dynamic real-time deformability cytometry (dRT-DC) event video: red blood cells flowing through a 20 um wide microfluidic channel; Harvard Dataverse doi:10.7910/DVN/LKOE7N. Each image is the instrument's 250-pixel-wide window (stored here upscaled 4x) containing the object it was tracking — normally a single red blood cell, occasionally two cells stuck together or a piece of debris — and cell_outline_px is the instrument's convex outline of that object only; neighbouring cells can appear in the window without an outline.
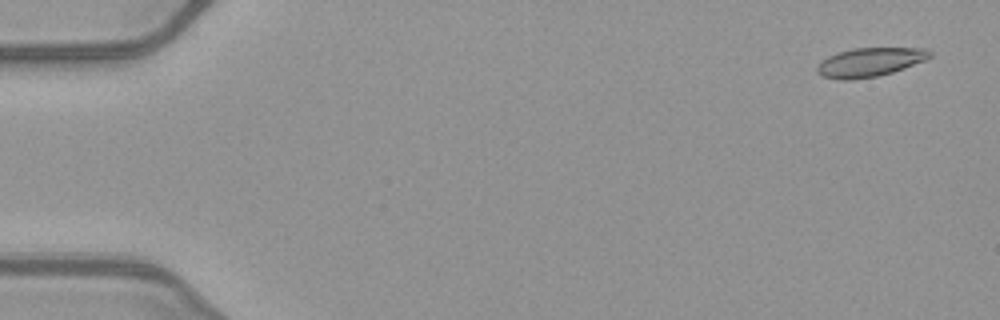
{"species": "common noctule bat (a hibernating species)", "species_latin": "Nyctalus noctula", "temperature_condition": "warm", "stored_images_in_passage": 52, "camera_frame_rate_fps": 3000, "um_per_image_px": 0.085, "animal": {"sex": "female", "body_mass_g": 21.9}, "frame": {"image": 1, "passage_image": 3, "time_ms": 0.667, "image_size_px": [1000, 320], "cell_outline_px": [[932, 56], [924, 60], [904, 68], [892, 72], [876, 76], [852, 80], [840, 80], [820, 76], [816, 72], [816, 68], [820, 60], [836, 52], [852, 48], [924, 48], [932, 52]], "centroid_in_image_um": [73.87, 5.28], "position_along_channel_um": 11.1, "area_um2": 19.13}}
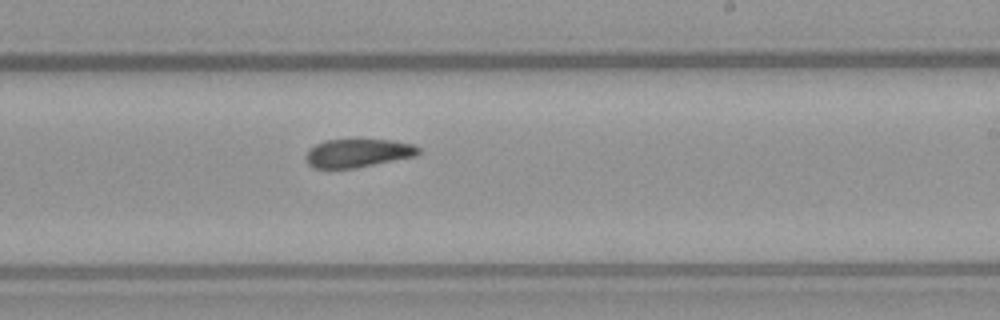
{"frame": {"image": 2, "passage_image": 32, "time_ms": 10.333, "image_size_px": [1000, 320], "cell_outline_px": [[420, 152], [416, 156], [356, 168], [312, 168], [304, 160], [304, 156], [308, 148], [324, 140], [356, 136], [392, 140], [412, 144], [420, 148]], "centroid_in_image_um": [30.37, 12.96], "position_along_channel_um": 258.6, "area_um2": 19.77}}
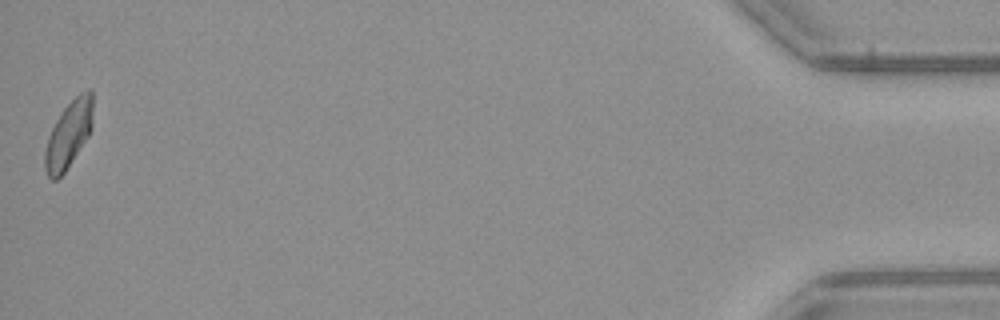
{"frame": {"image": 3, "passage_image": 52, "time_ms": 17.0, "image_size_px": [1000, 320], "cell_outline_px": [[92, 128], [88, 136], [64, 172], [56, 180], [52, 180], [48, 176], [44, 168], [44, 152], [48, 136], [60, 112], [80, 92], [88, 88], [92, 88]], "centroid_in_image_um": [5.82, 11.41], "position_along_channel_um": 429.4, "area_um2": 18.61}, "authors_computed_cell_mechanics": {"area_um2": 19.5075, "velocity_mm_per_s": 4.0216, "shape_relaxation_time_tau1_ms": null, "shape_relaxation_time_tau2_ms": 3.0843, "deformation_change_tau1": null, "deformation_change_tau2": 0.095}}